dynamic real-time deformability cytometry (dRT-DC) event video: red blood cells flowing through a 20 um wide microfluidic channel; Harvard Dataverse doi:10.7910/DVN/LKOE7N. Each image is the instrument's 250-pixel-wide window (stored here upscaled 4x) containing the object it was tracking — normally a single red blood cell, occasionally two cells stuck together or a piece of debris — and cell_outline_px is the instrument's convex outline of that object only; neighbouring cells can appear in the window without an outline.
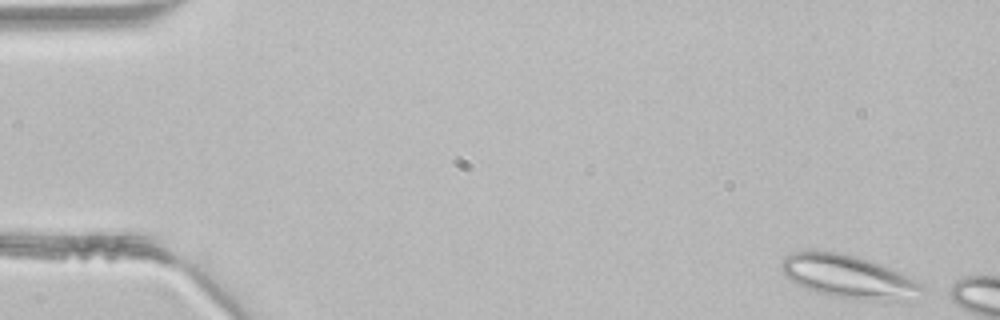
{"species": "common noctule bat (a hibernating species)", "species_latin": "Nyctalus noctula", "temperature_condition": "room temperature", "stored_images_in_passage": 5, "camera_frame_rate_fps": 3000, "um_per_image_px": 0.085, "animal": {"sex": "male", "body_mass_g": 21.5, "forearm_length_mm": 52.0}, "frame": {"image": 1, "passage_image": 1, "time_ms": 0.0, "image_size_px": [1000, 320], "cell_outline_px": [[928, 288], [916, 304], [868, 300], [836, 296], [816, 292], [804, 288], [784, 276], [780, 272], [780, 264], [784, 256], [792, 252], [808, 248], [840, 252], [856, 256], [880, 264], [920, 280]], "centroid_in_image_um": [72.25, 23.54], "position_along_channel_um": 12.8, "area_um2": 37.22}}